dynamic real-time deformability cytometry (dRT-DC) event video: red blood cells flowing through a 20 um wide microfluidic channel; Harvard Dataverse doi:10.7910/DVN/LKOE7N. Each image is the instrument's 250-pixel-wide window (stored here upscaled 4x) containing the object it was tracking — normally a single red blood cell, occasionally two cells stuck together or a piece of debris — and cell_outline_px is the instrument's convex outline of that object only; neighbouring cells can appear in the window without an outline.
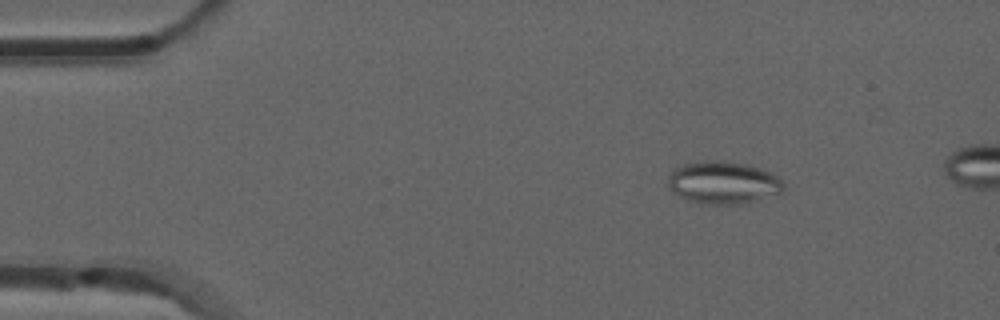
{"species": "common noctule bat (a hibernating species)", "species_latin": "Nyctalus noctula", "temperature_condition": "room temperature", "stored_images_in_passage": 40, "camera_frame_rate_fps": 3000, "um_per_image_px": 0.085, "animal": {"sex": "male", "forearm_length_mm": 52.5}, "frame": {"image": 1, "passage_image": 4, "time_ms": 1.0, "image_size_px": [1000, 320], "cell_outline_px": [[784, 192], [740, 204], [708, 204], [692, 200], [680, 196], [672, 192], [668, 188], [668, 176], [676, 168], [684, 164], [704, 160], [724, 160], [748, 164], [760, 168], [776, 176], [784, 184]], "centroid_in_image_um": [61.47, 15.5], "position_along_channel_um": 23.5, "area_um2": 28.5}}
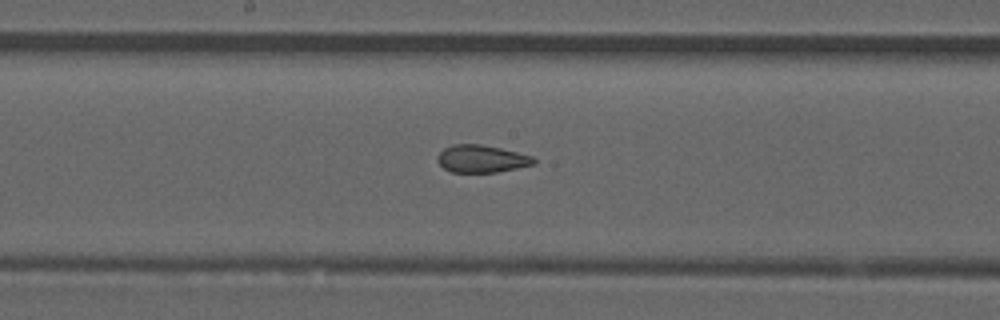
{"frame": {"image": 2, "passage_image": 24, "time_ms": 7.667, "image_size_px": [1000, 320], "cell_outline_px": [[536, 164], [496, 172], [452, 172], [444, 168], [436, 160], [436, 156], [444, 148], [452, 144], [480, 144], [500, 148], [532, 156], [536, 160]], "centroid_in_image_um": [40.91, 13.49], "position_along_channel_um": 207.3, "area_um2": 15.37}}
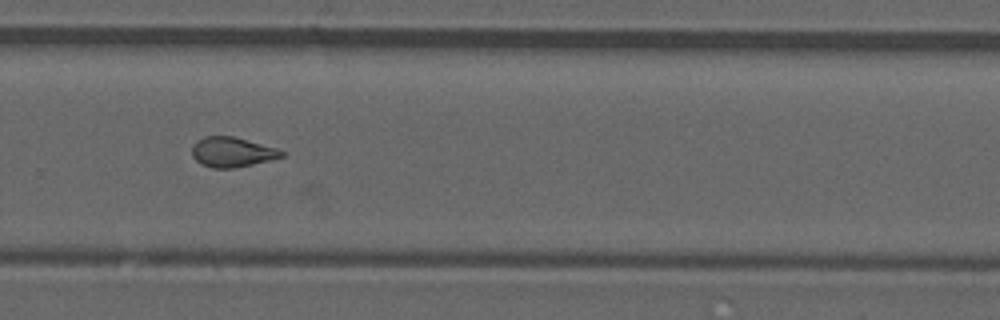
{"frame": {"image": 3, "passage_image": 32, "time_ms": 10.333, "image_size_px": [1000, 320], "cell_outline_px": [[284, 156], [252, 164], [232, 168], [212, 168], [196, 160], [192, 156], [192, 144], [196, 140], [204, 136], [232, 136], [276, 148], [284, 152]], "centroid_in_image_um": [19.68, 12.91], "position_along_channel_um": 310.1, "area_um2": 15.37}}